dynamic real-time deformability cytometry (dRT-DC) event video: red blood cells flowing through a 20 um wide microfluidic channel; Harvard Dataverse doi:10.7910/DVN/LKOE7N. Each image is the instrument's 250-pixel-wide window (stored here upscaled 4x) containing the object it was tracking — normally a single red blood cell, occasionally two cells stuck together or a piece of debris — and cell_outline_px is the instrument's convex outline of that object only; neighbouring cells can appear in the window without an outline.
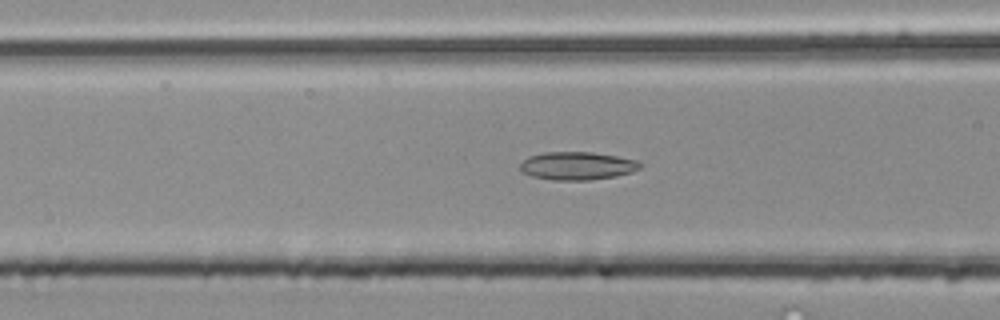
{"species": "common noctule bat (a hibernating species)", "species_latin": "Nyctalus noctula", "temperature_condition": "room temperature", "stored_images_in_passage": 35, "camera_frame_rate_fps": 3000, "um_per_image_px": 0.085, "animal": {"sex": "male", "body_mass_g": 20.4}, "frame": {"image": 1, "passage_image": 8, "time_ms": 2.333, "image_size_px": [1000, 320], "cell_outline_px": [[640, 168], [632, 172], [616, 176], [588, 180], [552, 180], [532, 176], [524, 172], [520, 168], [520, 164], [528, 156], [544, 152], [592, 152], [640, 160]], "centroid_in_image_um": [49.08, 14.09], "position_along_channel_um": 117.5, "area_um2": 19.59}}
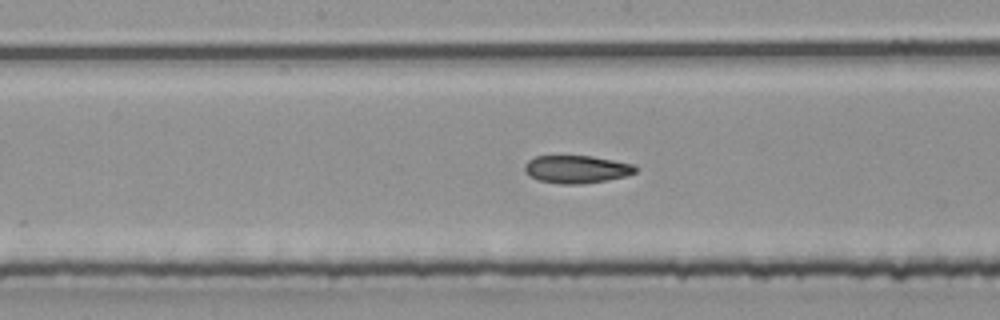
{"frame": {"image": 2, "passage_image": 14, "time_ms": 4.333, "image_size_px": [1000, 320], "cell_outline_px": [[636, 172], [624, 176], [584, 184], [560, 184], [540, 180], [524, 172], [524, 164], [528, 160], [536, 156], [592, 156], [636, 164]], "centroid_in_image_um": [49.01, 14.38], "position_along_channel_um": 199.2, "area_um2": 17.86}}
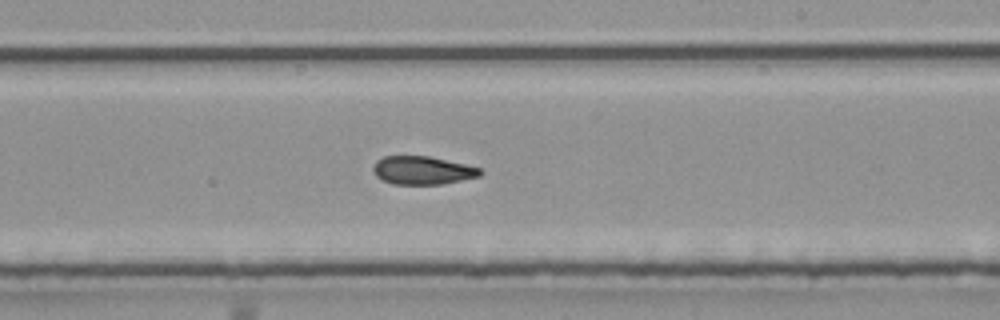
{"frame": {"image": 3, "passage_image": 18, "time_ms": 5.667, "image_size_px": [1000, 320], "cell_outline_px": [[484, 172], [480, 176], [444, 184], [392, 184], [376, 176], [372, 168], [376, 160], [384, 156], [428, 156], [464, 164], [480, 168]], "centroid_in_image_um": [35.91, 14.48], "position_along_channel_um": 253.1, "area_um2": 17.57}, "authors_computed_cell_mechanics": {"area_um2": 19.1896, "velocity_mm_per_s": 4.0752, "shape_relaxation_time_tau1_ms": null, "shape_relaxation_time_tau2_ms": 5.7624, "deformation_change_tau1": null, "deformation_change_tau2": 0.1167}}